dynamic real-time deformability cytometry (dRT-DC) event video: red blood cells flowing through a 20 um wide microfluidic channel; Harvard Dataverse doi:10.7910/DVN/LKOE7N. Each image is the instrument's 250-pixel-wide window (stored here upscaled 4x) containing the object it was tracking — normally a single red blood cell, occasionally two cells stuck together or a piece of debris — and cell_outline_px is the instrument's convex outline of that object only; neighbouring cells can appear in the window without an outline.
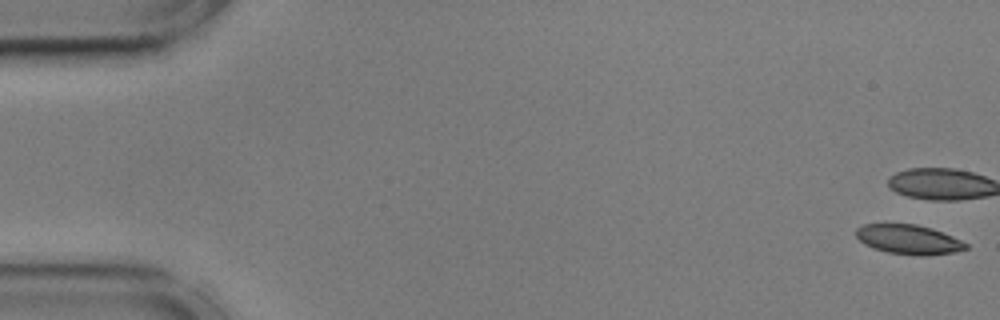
{"species": "common noctule bat (a hibernating species)", "species_latin": "Nyctalus noctula", "temperature_condition": "cold", "stored_images_in_passage": 50, "camera_frame_rate_fps": 3000, "um_per_image_px": 0.085, "animal": {"sex": "male", "body_mass_g": 17.9, "forearm_length_mm": 54.2}, "frame": {"image": 1, "passage_image": 1, "time_ms": 0.0, "image_size_px": [1000, 320], "cell_outline_px": [[968, 248], [952, 252], [924, 256], [920, 256], [888, 252], [872, 248], [864, 244], [856, 236], [856, 228], [864, 224], [916, 224], [932, 228], [952, 236], [968, 244]], "centroid_in_image_um": [77.22, 20.35], "position_along_channel_um": 7.8, "area_um2": 18.79}}